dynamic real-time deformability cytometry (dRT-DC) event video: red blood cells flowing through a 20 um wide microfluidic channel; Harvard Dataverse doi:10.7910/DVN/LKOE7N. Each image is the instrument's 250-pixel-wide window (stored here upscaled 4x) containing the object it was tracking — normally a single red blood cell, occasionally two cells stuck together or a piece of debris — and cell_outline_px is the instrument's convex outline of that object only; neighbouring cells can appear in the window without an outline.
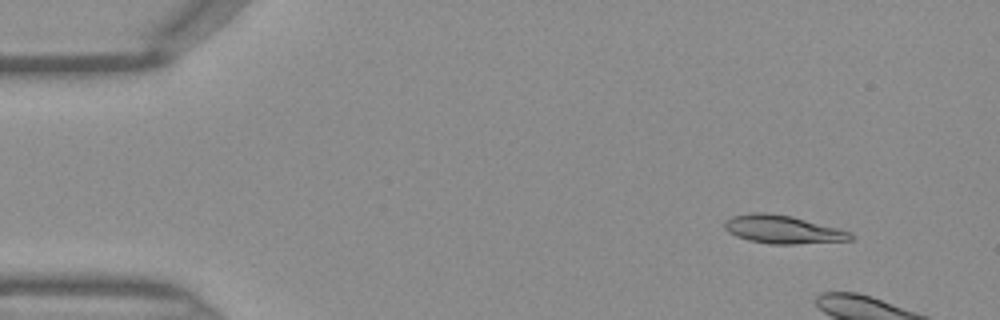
{"species": "Egyptian fruit bat (a non-hibernating species)", "species_latin": "Rousettus aegyptiacus", "temperature_condition": "warm", "stored_images_in_passage": 5, "camera_frame_rate_fps": 3000, "um_per_image_px": 0.085, "frame": {"image": 1, "passage_image": 1, "time_ms": 0.0, "image_size_px": [1000, 320], "cell_outline_px": [[856, 236], [852, 240], [796, 244], [772, 244], [748, 240], [736, 236], [728, 232], [724, 228], [724, 220], [732, 216], [752, 212], [768, 212], [792, 216], [840, 228], [852, 232]], "centroid_in_image_um": [66.56, 19.49], "position_along_channel_um": 18.4, "area_um2": 21.04}}